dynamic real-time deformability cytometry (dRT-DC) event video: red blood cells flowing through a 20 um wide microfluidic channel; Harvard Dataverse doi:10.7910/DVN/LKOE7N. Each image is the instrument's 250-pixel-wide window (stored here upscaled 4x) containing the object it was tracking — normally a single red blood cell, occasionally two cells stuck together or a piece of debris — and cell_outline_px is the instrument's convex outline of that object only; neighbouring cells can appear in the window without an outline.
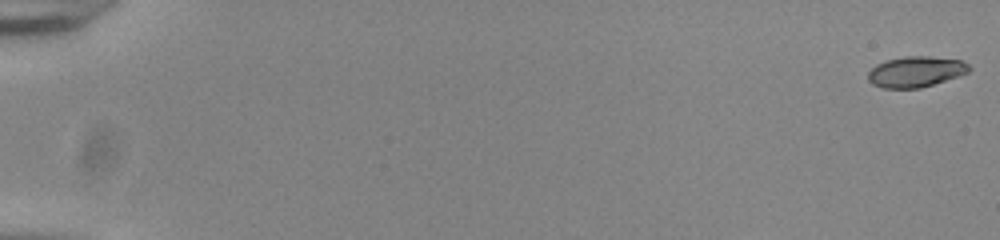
{"species": "common noctule bat (a hibernating species)", "species_latin": "Nyctalus noctula", "temperature_condition": "room temperature", "stored_images_in_passage": 42, "camera_frame_rate_fps": 3000, "um_per_image_px": 0.085, "animal": {"sex": "male", "body_mass_g": 20.0, "forearm_length_mm": 53.3}, "frame": {"image": 1, "passage_image": 1, "time_ms": 0.0, "image_size_px": [1000, 240], "cell_outline_px": [[972, 68], [968, 72], [920, 88], [880, 88], [872, 84], [868, 80], [868, 72], [876, 64], [884, 60], [908, 56], [928, 56], [960, 60], [968, 64]], "centroid_in_image_um": [77.79, 6.09], "position_along_channel_um": 7.2, "area_um2": 17.98}}
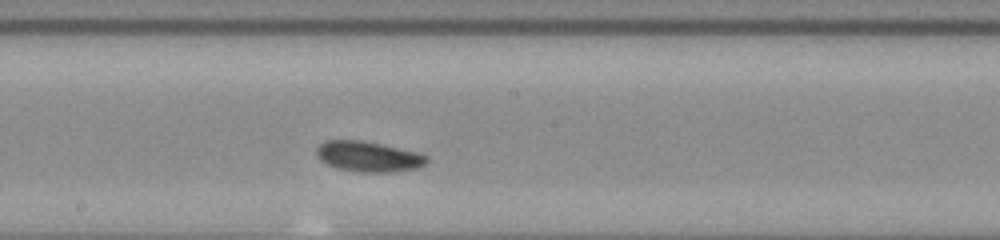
{"frame": {"image": 2, "passage_image": 27, "time_ms": 8.667, "image_size_px": [1000, 240], "cell_outline_px": [[428, 160], [424, 164], [416, 168], [388, 172], [356, 172], [336, 168], [320, 160], [316, 156], [316, 148], [324, 140], [360, 140], [420, 152], [428, 156]], "centroid_in_image_um": [31.29, 13.3], "position_along_channel_um": 216.9, "area_um2": 19.59}}
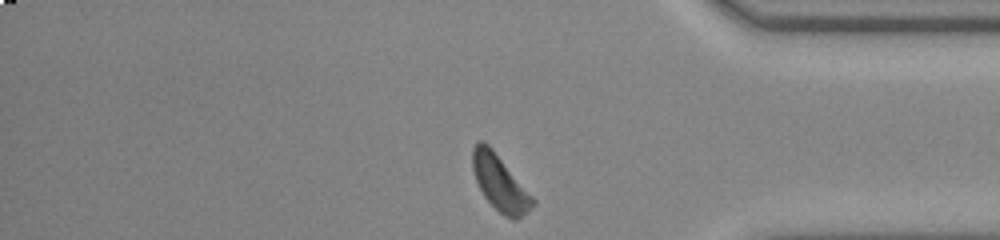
{"frame": {"image": 3, "passage_image": 42, "time_ms": 13.667, "image_size_px": [1000, 240], "cell_outline_px": [[536, 204], [528, 212], [516, 220], [512, 220], [504, 216], [484, 196], [476, 180], [472, 168], [472, 148], [480, 140], [488, 144], [492, 148], [536, 200]], "centroid_in_image_um": [42.51, 15.57], "position_along_channel_um": 392.7, "area_um2": 19.31}, "authors_computed_cell_mechanics": {"area_um2": 18.9873, "velocity_mm_per_s": 3.8088, "shape_relaxation_time_tau1_ms": 1.6635, "shape_relaxation_time_tau2_ms": null, "deformation_change_tau1": 0.0544, "deformation_change_tau2": null}}